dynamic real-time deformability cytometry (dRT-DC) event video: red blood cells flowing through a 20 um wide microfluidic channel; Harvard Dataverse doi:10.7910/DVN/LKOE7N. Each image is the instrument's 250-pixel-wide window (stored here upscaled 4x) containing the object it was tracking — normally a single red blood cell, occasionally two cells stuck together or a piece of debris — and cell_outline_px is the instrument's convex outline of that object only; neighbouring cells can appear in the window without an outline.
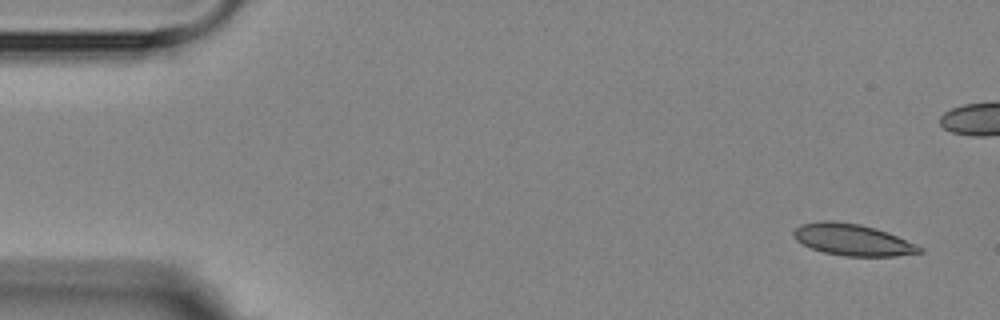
{"species": "Egyptian fruit bat (a non-hibernating species)", "species_latin": "Rousettus aegyptiacus", "temperature_condition": "room temperature", "stored_images_in_passage": 6, "camera_frame_rate_fps": 3000, "um_per_image_px": 0.085, "animal": {"sex": "female"}, "frame": {"image": 1, "passage_image": 1, "time_ms": 0.0, "image_size_px": [1000, 320], "cell_outline_px": [[924, 252], [896, 256], [844, 256], [824, 252], [812, 248], [796, 240], [792, 236], [792, 232], [800, 224], [824, 220], [832, 220], [860, 224], [876, 228], [888, 232], [916, 244], [924, 248]], "centroid_in_image_um": [72.48, 20.37], "position_along_channel_um": 12.5, "area_um2": 23.29}}
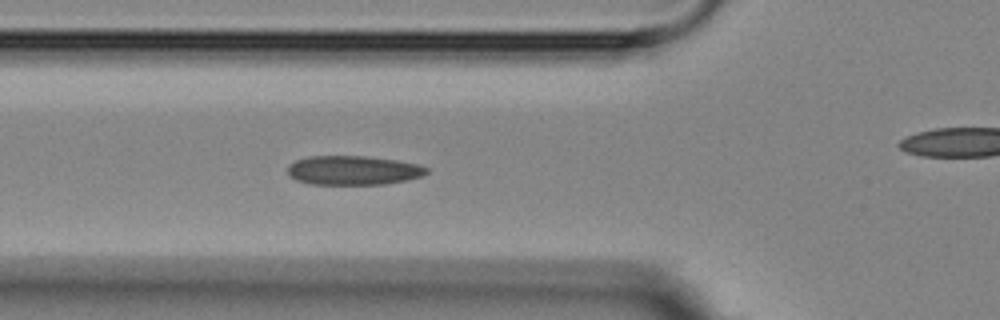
{"frame": {"image": 2, "passage_image": 5, "time_ms": 5.333, "image_size_px": [1000, 320], "cell_outline_px": [[428, 172], [424, 176], [408, 180], [384, 184], [308, 184], [296, 180], [288, 176], [288, 164], [296, 160], [308, 156], [364, 156], [396, 160], [416, 164], [428, 168]], "centroid_in_image_um": [30.0, 14.48], "position_along_channel_um": 95.8, "area_um2": 23.76}}